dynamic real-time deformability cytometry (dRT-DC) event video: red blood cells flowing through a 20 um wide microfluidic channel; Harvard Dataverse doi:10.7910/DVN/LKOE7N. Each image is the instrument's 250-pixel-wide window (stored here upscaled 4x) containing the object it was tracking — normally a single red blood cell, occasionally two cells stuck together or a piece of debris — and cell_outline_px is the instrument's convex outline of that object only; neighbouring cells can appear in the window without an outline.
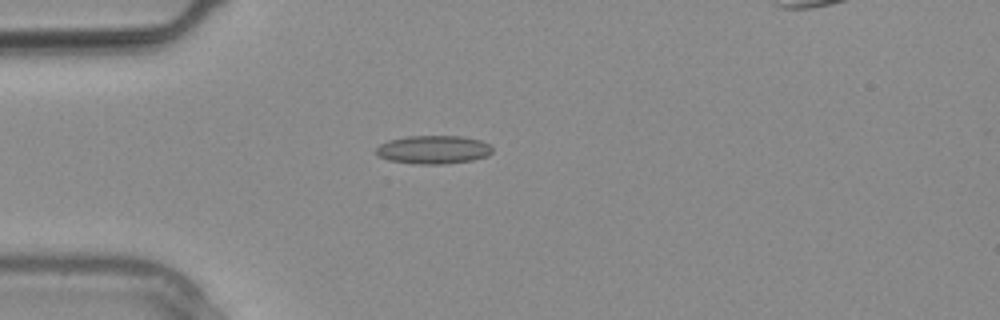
{"species": "common noctule bat (a hibernating species)", "species_latin": "Nyctalus noctula", "temperature_condition": "warm", "stored_images_in_passage": 15, "camera_frame_rate_fps": 3000, "um_per_image_px": 0.085, "animal": {"sex": "male", "body_mass_g": 20.4}, "frame": {"image": 1, "passage_image": 7, "time_ms": 2.0, "image_size_px": [1000, 320], "cell_outline_px": [[492, 152], [488, 156], [472, 160], [440, 164], [420, 164], [388, 160], [376, 156], [376, 148], [380, 144], [388, 140], [408, 136], [460, 136], [480, 140], [488, 144], [492, 148]], "centroid_in_image_um": [36.81, 12.72], "position_along_channel_um": 48.2, "area_um2": 19.19}}